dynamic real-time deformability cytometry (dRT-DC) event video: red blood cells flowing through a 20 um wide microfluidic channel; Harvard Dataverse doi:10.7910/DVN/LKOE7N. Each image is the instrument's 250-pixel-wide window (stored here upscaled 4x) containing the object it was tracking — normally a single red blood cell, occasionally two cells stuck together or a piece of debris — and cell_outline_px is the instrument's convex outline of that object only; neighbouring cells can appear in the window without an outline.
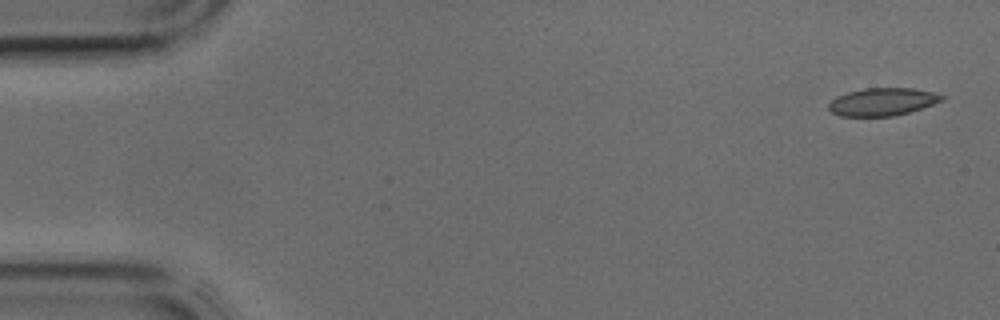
{"species": "common noctule bat (a hibernating species)", "species_latin": "Nyctalus noctula", "temperature_condition": "cold", "stored_images_in_passage": 3, "camera_frame_rate_fps": 3000, "um_per_image_px": 0.085, "animal": {"sex": "male", "body_mass_g": 17.9, "forearm_length_mm": 54.2}, "frame": {"image": 1, "passage_image": 1, "time_ms": 0.0, "image_size_px": [1000, 320], "cell_outline_px": [[944, 100], [908, 112], [892, 116], [840, 116], [832, 112], [828, 108], [828, 104], [836, 96], [848, 92], [864, 88], [912, 88], [932, 92], [944, 96]], "centroid_in_image_um": [74.97, 8.65], "position_along_channel_um": 10.0, "area_um2": 18.09}}